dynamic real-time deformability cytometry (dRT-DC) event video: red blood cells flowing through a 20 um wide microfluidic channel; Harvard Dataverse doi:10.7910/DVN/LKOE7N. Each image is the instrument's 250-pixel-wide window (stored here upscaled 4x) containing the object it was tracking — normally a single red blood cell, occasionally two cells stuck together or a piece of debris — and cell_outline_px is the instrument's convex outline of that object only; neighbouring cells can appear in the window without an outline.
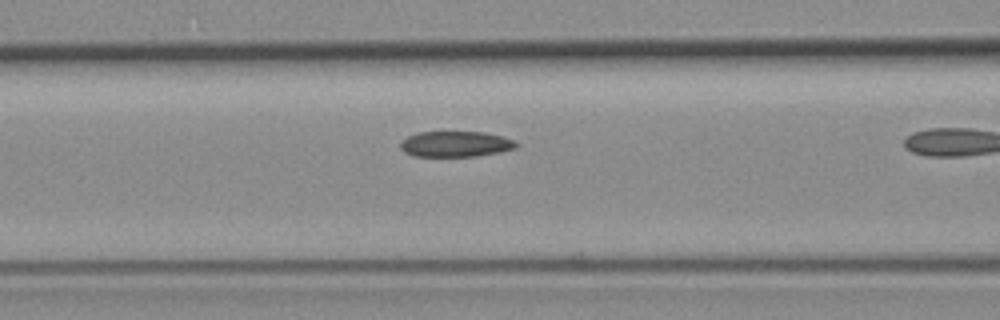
{"species": "common noctule bat (a hibernating species)", "species_latin": "Nyctalus noctula", "temperature_condition": "room temperature", "stored_images_in_passage": 15, "camera_frame_rate_fps": 3000, "um_per_image_px": 0.085, "animal": {"sex": "female", "body_mass_g": 19.3, "forearm_length_mm": 54.1}, "frame": {"image": 1, "passage_image": 11, "time_ms": 3.333, "image_size_px": [1000, 320], "cell_outline_px": [[520, 144], [516, 148], [500, 152], [476, 156], [412, 156], [404, 152], [400, 148], [400, 144], [408, 136], [420, 132], [484, 132], [500, 136], [512, 140]], "centroid_in_image_um": [38.73, 12.25], "position_along_channel_um": 127.9, "area_um2": 17.22}}